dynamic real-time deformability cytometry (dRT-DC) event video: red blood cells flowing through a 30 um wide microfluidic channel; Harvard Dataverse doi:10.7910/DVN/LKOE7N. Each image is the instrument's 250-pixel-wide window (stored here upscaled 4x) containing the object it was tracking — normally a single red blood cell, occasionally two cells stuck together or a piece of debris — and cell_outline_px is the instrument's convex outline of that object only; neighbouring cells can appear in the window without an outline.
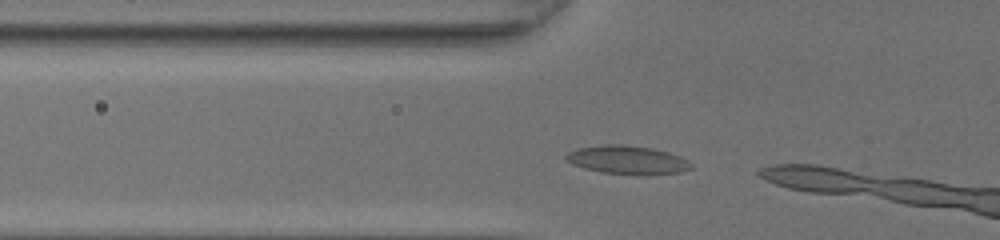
{"species": "common noctule bat (a hibernating species)", "species_latin": "Nyctalus noctula", "temperature_condition": "room temperature", "stored_images_in_passage": 4, "camera_frame_rate_fps": 3000, "um_per_image_px": 0.085, "animal": {"sex": "female", "body_mass_g": 20.0, "forearm_length_mm": 54.0}, "frame": {"image": 1, "passage_image": 2, "time_ms": 0.333, "image_size_px": [1000, 240], "cell_outline_px": [[692, 168], [684, 172], [600, 172], [584, 168], [572, 164], [564, 156], [568, 152], [580, 148], [604, 144], [624, 144], [652, 148], [668, 152], [680, 156], [688, 160], [692, 164]], "centroid_in_image_um": [53.31, 13.54], "position_along_channel_um": 72.5, "area_um2": 19.88}}